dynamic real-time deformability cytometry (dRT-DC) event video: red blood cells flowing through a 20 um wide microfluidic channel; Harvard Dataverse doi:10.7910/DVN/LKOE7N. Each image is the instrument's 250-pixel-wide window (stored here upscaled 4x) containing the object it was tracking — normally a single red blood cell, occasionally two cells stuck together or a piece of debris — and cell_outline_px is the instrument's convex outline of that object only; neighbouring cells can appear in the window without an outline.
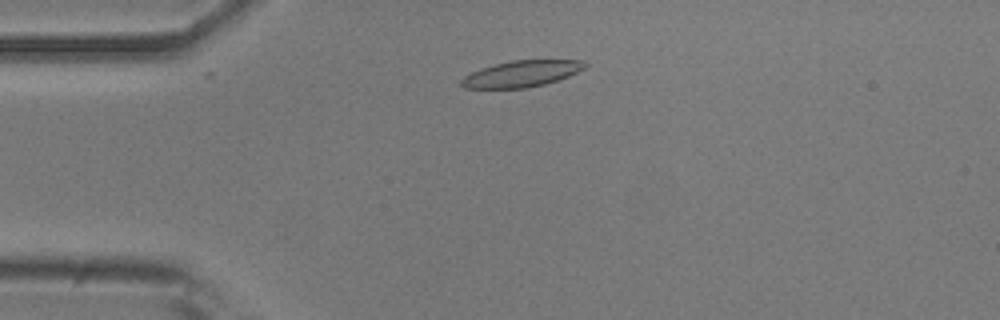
{"species": "common noctule bat (a hibernating species)", "species_latin": "Nyctalus noctula", "temperature_condition": "room temperature", "stored_images_in_passage": 44, "camera_frame_rate_fps": 3000, "um_per_image_px": 0.085, "animal": {"sex": "male", "body_mass_g": 20.5, "forearm_length_mm": 52.5}, "frame": {"image": 1, "passage_image": 11, "time_ms": 3.333, "image_size_px": [1000, 320], "cell_outline_px": [[588, 64], [584, 68], [568, 76], [544, 84], [528, 88], [464, 88], [460, 84], [460, 80], [464, 76], [480, 68], [512, 60], [584, 60]], "centroid_in_image_um": [44.31, 6.27], "position_along_channel_um": 40.7, "area_um2": 18.84}}
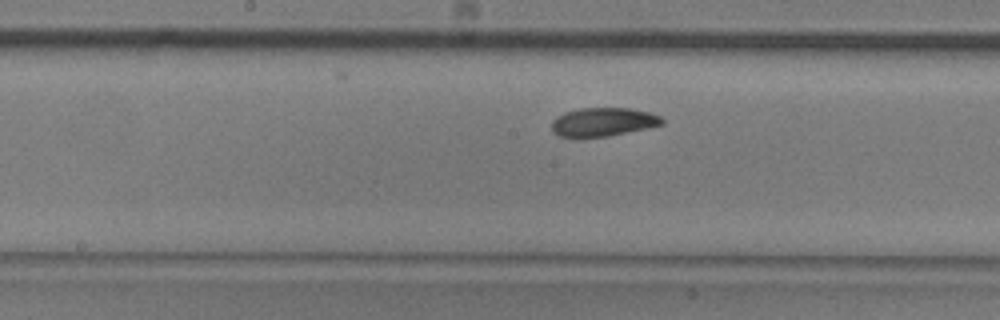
{"frame": {"image": 2, "passage_image": 27, "time_ms": 8.667, "image_size_px": [1000, 320], "cell_outline_px": [[664, 124], [648, 128], [608, 136], [556, 136], [552, 132], [552, 120], [556, 116], [564, 112], [580, 108], [628, 108], [648, 112], [660, 116], [664, 120]], "centroid_in_image_um": [51.25, 10.36], "position_along_channel_um": 196.9, "area_um2": 18.32}}
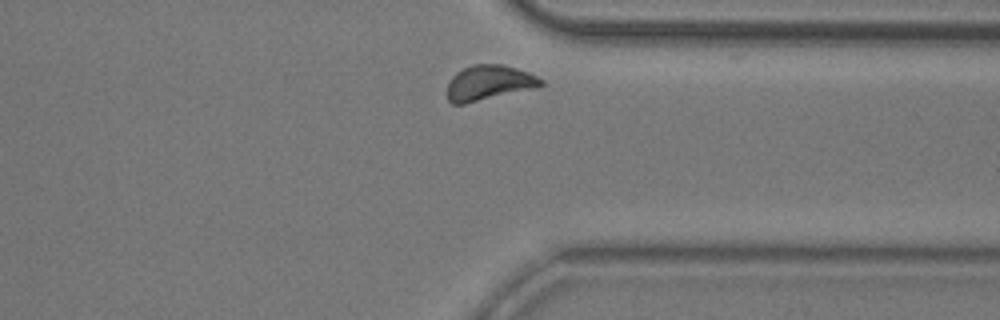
{"frame": {"image": 3, "passage_image": 43, "time_ms": 14.0, "image_size_px": [1000, 320], "cell_outline_px": [[544, 84], [536, 88], [464, 104], [452, 104], [448, 100], [448, 84], [452, 76], [456, 72], [472, 64], [500, 64], [516, 68], [528, 72], [544, 80]], "centroid_in_image_um": [41.56, 7.04], "position_along_channel_um": 369.8, "area_um2": 19.13}}